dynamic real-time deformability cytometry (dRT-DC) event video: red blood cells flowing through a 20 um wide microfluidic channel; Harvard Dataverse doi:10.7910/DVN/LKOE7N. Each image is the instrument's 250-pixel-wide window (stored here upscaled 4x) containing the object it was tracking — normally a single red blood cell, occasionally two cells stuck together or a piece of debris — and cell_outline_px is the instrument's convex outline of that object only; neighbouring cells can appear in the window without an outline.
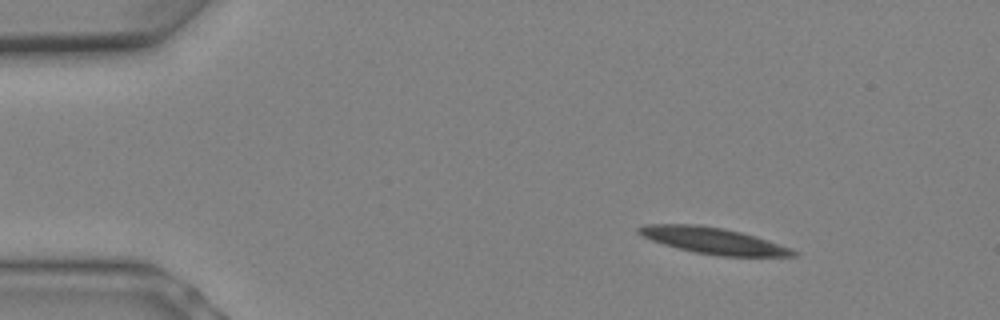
{"species": "Egyptian fruit bat (a non-hibernating species)", "species_latin": "Rousettus aegyptiacus", "temperature_condition": "warm", "stored_images_in_passage": 6, "camera_frame_rate_fps": 3000, "um_per_image_px": 0.085, "animal": {"sex": "female"}, "frame": {"image": 1, "passage_image": 1, "time_ms": 0.0, "image_size_px": [1000, 320], "cell_outline_px": [[800, 252], [796, 256], [720, 256], [692, 252], [664, 244], [652, 240], [636, 232], [636, 228], [644, 224], [700, 224], [724, 228], [756, 236], [792, 248]], "centroid_in_image_um": [60.64, 20.45], "position_along_channel_um": 24.4, "area_um2": 23.81}}
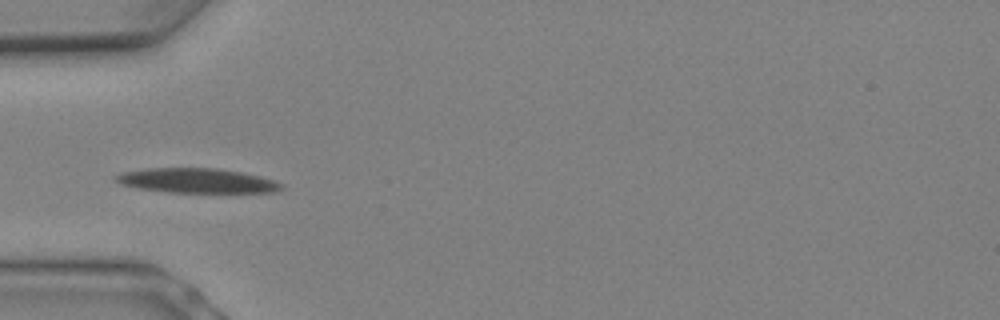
{"frame": {"image": 2, "passage_image": 5, "time_ms": 1.333, "image_size_px": [1000, 320], "cell_outline_px": [[284, 188], [272, 192], [168, 192], [136, 188], [120, 184], [112, 176], [124, 172], [144, 168], [216, 168], [240, 172], [260, 176], [284, 184]], "centroid_in_image_um": [16.7, 15.35], "position_along_channel_um": 68.3, "area_um2": 23.7}}